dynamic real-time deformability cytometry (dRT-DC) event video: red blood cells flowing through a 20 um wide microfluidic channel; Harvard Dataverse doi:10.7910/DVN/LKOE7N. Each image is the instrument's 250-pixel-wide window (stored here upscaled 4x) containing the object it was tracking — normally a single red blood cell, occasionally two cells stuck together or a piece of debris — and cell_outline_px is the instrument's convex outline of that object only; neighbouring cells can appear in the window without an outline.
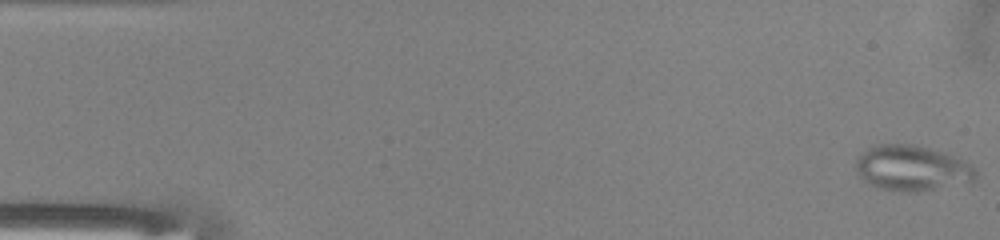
{"species": "common noctule bat (a hibernating species)", "species_latin": "Nyctalus noctula", "temperature_condition": "warm", "stored_images_in_passage": 50, "camera_frame_rate_fps": 3000, "um_per_image_px": 0.085, "animal": {"sex": "male", "body_mass_g": 13.0, "forearm_length_mm": 53.1}, "frame": {"image": 1, "passage_image": 1, "time_ms": 0.0, "image_size_px": [1000, 240], "cell_outline_px": [[976, 180], [916, 192], [900, 192], [880, 188], [864, 180], [856, 172], [856, 160], [868, 148], [880, 144], [908, 144], [928, 148], [944, 152], [976, 168]], "centroid_in_image_um": [77.49, 14.3], "position_along_channel_um": 7.5, "area_um2": 31.15}}
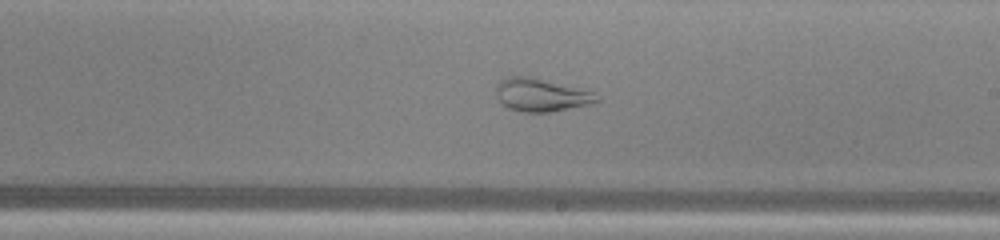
{"frame": {"image": 2, "passage_image": 29, "time_ms": 9.333, "image_size_px": [1000, 240], "cell_outline_px": [[600, 100], [588, 104], [548, 112], [524, 112], [508, 108], [496, 96], [496, 84], [500, 80], [508, 76], [528, 76], [592, 92]], "centroid_in_image_um": [45.91, 8.07], "position_along_channel_um": 243.1, "area_um2": 18.79}}
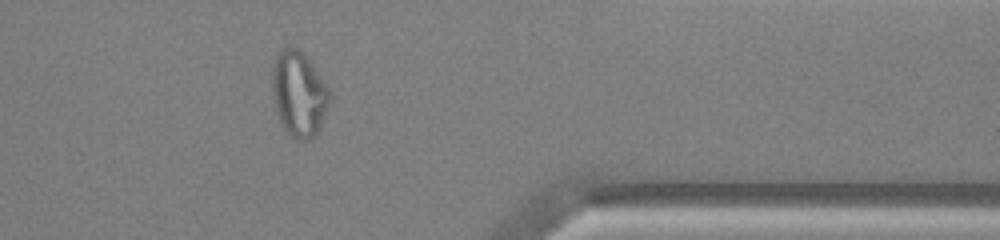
{"frame": {"image": 3, "passage_image": 41, "time_ms": 13.333, "image_size_px": [1000, 240], "cell_outline_px": [[332, 100], [320, 128], [316, 136], [308, 140], [296, 140], [284, 128], [276, 112], [272, 92], [272, 64], [280, 48], [292, 44], [300, 48], [332, 92]], "centroid_in_image_um": [25.42, 7.95], "position_along_channel_um": 386.0, "area_um2": 29.25}}